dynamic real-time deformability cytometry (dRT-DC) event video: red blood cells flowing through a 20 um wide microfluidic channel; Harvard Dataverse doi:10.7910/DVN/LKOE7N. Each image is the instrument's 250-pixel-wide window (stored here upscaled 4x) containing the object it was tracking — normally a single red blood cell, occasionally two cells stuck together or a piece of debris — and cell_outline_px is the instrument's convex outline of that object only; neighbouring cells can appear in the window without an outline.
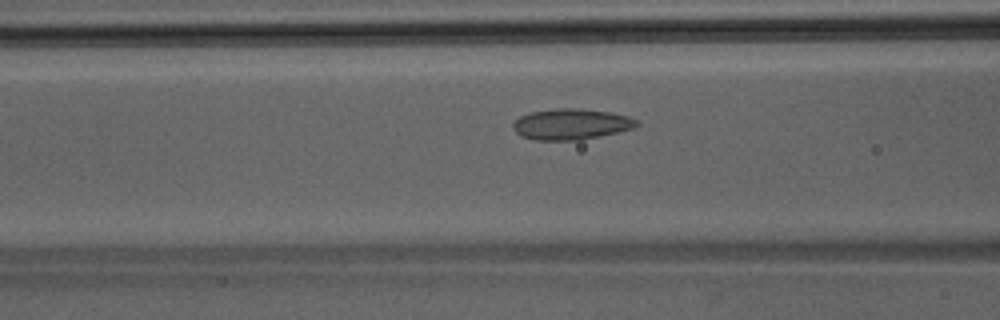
{"species": "Egyptian fruit bat (a non-hibernating species)", "species_latin": "Rousettus aegyptiacus", "temperature_condition": "room temperature", "stored_images_in_passage": 40, "camera_frame_rate_fps": 3000, "um_per_image_px": 0.085, "animal": {"sex": "male"}, "frame": {"image": 1, "passage_image": 13, "time_ms": 4.0, "image_size_px": [1000, 320], "cell_outline_px": [[640, 124], [636, 128], [600, 136], [580, 140], [536, 140], [520, 136], [512, 128], [512, 124], [520, 116], [532, 112], [556, 108], [576, 108], [612, 112], [628, 116], [640, 120]], "centroid_in_image_um": [48.59, 10.55], "position_along_channel_um": 118.0, "area_um2": 22.48}}
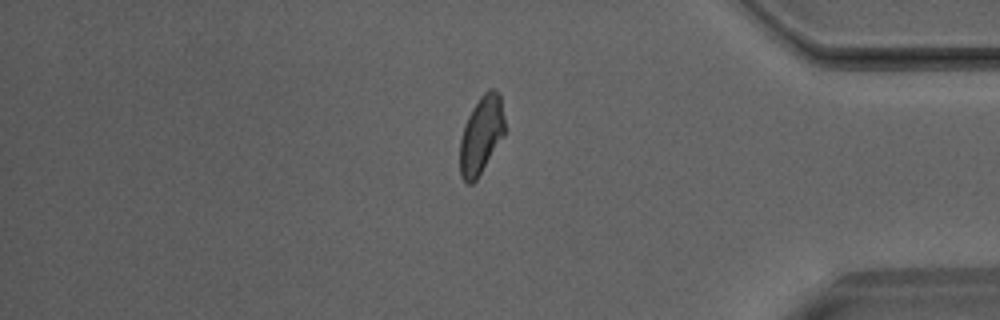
{"frame": {"image": 2, "passage_image": 33, "time_ms": 10.667, "image_size_px": [1000, 320], "cell_outline_px": [[504, 136], [476, 180], [472, 184], [468, 184], [460, 176], [460, 140], [464, 124], [472, 108], [480, 96], [488, 88], [492, 88], [500, 96], [504, 116]], "centroid_in_image_um": [40.89, 11.48], "position_along_channel_um": 394.3, "area_um2": 20.29}}
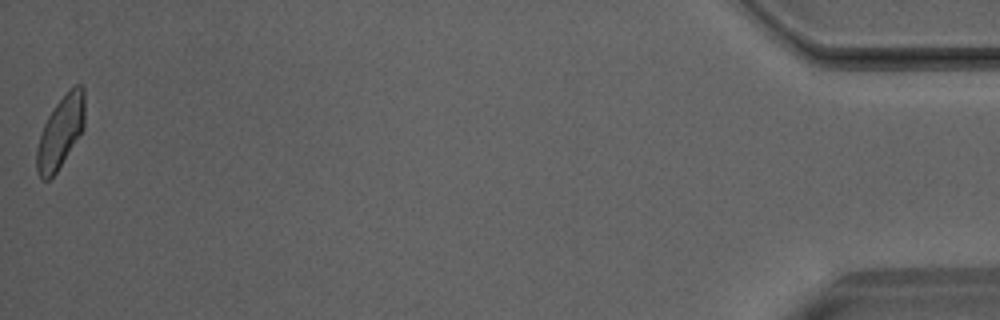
{"frame": {"image": 3, "passage_image": 40, "time_ms": 13.0, "image_size_px": [1000, 320], "cell_outline_px": [[84, 128], [56, 172], [48, 180], [40, 180], [36, 168], [36, 148], [44, 124], [48, 116], [56, 104], [76, 84], [80, 84], [84, 88]], "centroid_in_image_um": [5.13, 11.26], "position_along_channel_um": 430.1, "area_um2": 19.77}}